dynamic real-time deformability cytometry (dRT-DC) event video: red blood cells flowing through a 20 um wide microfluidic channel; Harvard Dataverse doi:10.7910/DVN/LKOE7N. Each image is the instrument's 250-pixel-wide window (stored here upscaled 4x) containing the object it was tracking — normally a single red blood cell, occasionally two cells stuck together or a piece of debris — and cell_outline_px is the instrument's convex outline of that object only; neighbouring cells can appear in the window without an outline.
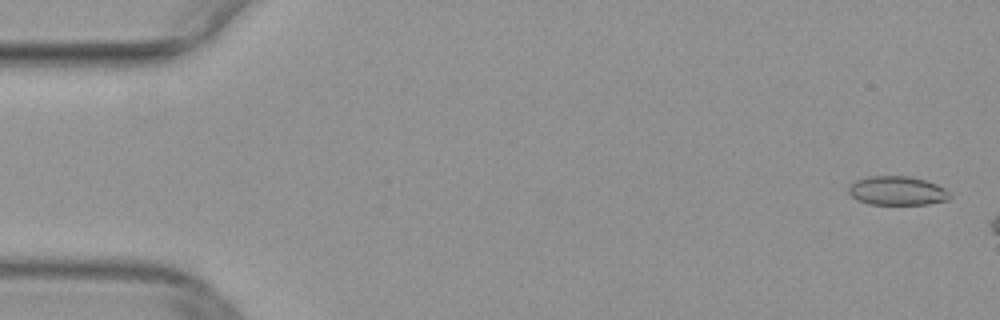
{"species": "common noctule bat (a hibernating species)", "species_latin": "Nyctalus noctula", "temperature_condition": "warm", "stored_images_in_passage": 7, "camera_frame_rate_fps": 3000, "um_per_image_px": 0.085, "animal": {"sex": "female", "body_mass_g": 29.2, "forearm_length_mm": 56.3}, "frame": {"image": 1, "passage_image": 1, "time_ms": 0.0, "image_size_px": [1000, 320], "cell_outline_px": [[952, 196], [948, 200], [928, 204], [868, 204], [856, 200], [848, 192], [848, 184], [856, 180], [868, 176], [908, 176], [924, 180], [936, 184], [944, 188]], "centroid_in_image_um": [76.22, 16.21], "position_along_channel_um": 8.8, "area_um2": 17.17}}